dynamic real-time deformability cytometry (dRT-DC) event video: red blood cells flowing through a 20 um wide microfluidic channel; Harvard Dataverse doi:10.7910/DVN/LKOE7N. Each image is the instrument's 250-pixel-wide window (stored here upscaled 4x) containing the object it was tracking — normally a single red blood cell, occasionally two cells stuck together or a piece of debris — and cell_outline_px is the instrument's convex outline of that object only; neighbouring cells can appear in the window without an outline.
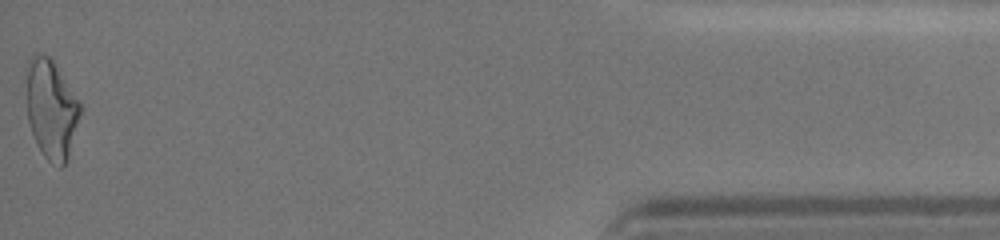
{"species": "human", "species_latin": "Homo sapiens", "temperature_condition": "cold", "stored_images_in_passage": 41, "camera_frame_rate_fps": 3000, "um_per_image_px": 0.085, "donor": {"sex": "female"}, "frame": {"image": 1, "passage_image": 41, "time_ms": 13.333, "image_size_px": [1000, 240], "cell_outline_px": [[84, 108], [68, 160], [60, 168], [48, 160], [44, 156], [36, 144], [28, 120], [28, 60], [32, 52], [36, 52], [48, 56], [56, 64]], "centroid_in_image_um": [4.42, 9.29], "position_along_channel_um": 430.8, "area_um2": 31.39}, "authors_computed_cell_mechanics": {"area_um2": 30.4028, "velocity_mm_per_s": 3.6444, "shape_relaxation_time_tau1_ms": 6.1641, "shape_relaxation_time_tau2_ms": 2.4712, "deformation_change_tau1": 0.1976, "deformation_change_tau2": 0.1229}}